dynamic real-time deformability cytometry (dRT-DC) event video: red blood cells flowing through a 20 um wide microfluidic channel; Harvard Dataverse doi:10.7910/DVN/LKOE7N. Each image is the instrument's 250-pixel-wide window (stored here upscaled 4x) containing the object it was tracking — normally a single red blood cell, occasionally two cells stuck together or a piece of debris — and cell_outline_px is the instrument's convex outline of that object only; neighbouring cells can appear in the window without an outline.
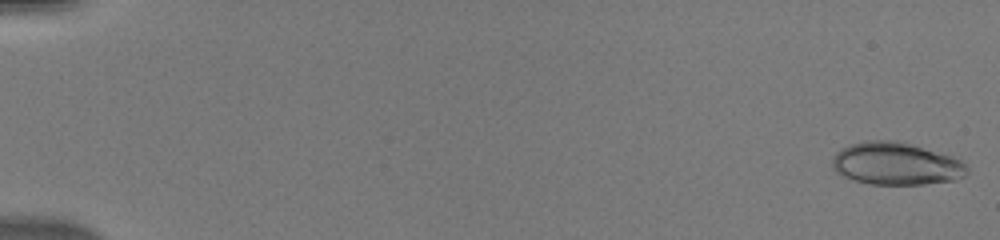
{"species": "human", "species_latin": "Homo sapiens", "temperature_condition": "warm", "stored_images_in_passage": 50, "camera_frame_rate_fps": 3000, "um_per_image_px": 0.085, "donor": {"sex": "male"}, "frame": {"image": 1, "passage_image": 1, "time_ms": 0.0, "image_size_px": [1000, 240], "cell_outline_px": [[968, 172], [964, 176], [956, 180], [924, 184], [872, 184], [852, 180], [836, 172], [832, 168], [832, 156], [840, 148], [848, 144], [864, 140], [896, 140], [952, 156], [960, 160], [968, 168]], "centroid_in_image_um": [76.12, 13.91], "position_along_channel_um": 8.9, "area_um2": 33.58}}
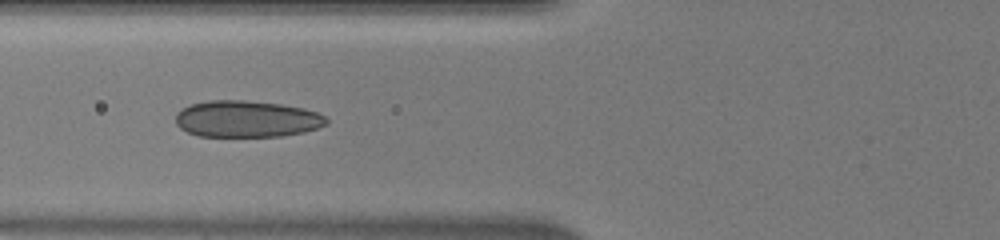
{"frame": {"image": 2, "passage_image": 21, "time_ms": 6.667, "image_size_px": [1000, 240], "cell_outline_px": [[328, 124], [304, 132], [280, 136], [200, 136], [188, 132], [180, 128], [176, 124], [176, 112], [192, 104], [208, 100], [244, 100], [280, 104], [304, 108], [316, 112], [324, 116], [328, 120]], "centroid_in_image_um": [20.97, 10.11], "position_along_channel_um": 104.8, "area_um2": 32.08}}
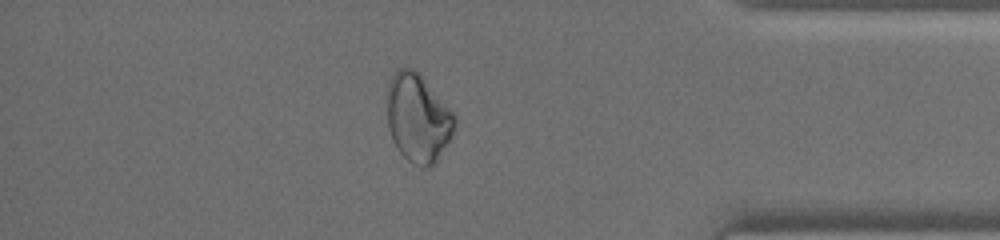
{"frame": {"image": 3, "passage_image": 44, "time_ms": 14.333, "image_size_px": [1000, 240], "cell_outline_px": [[456, 120], [452, 136], [436, 164], [428, 168], [424, 168], [412, 164], [400, 152], [392, 140], [388, 128], [384, 96], [384, 92], [388, 80], [396, 68], [412, 68], [420, 72], [456, 116]], "centroid_in_image_um": [35.48, 10.0], "position_along_channel_um": 399.7, "area_um2": 36.01}}